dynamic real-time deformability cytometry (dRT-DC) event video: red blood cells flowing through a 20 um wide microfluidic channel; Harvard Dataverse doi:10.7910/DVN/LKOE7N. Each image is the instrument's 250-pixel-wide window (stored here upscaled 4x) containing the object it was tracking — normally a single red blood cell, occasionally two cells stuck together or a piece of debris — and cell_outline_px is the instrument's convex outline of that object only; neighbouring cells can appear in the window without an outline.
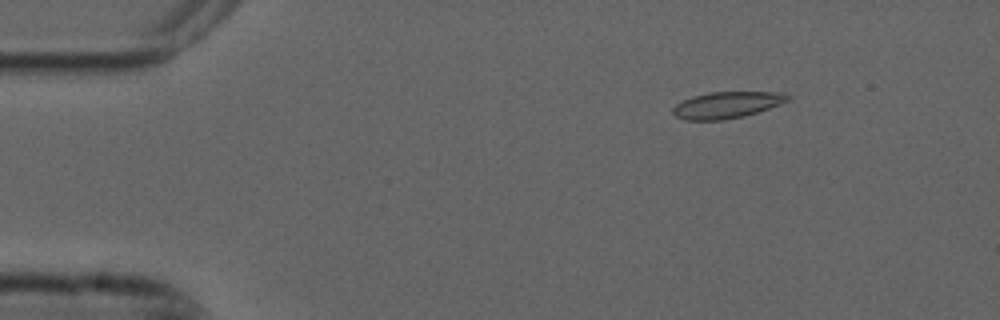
{"species": "common noctule bat (a hibernating species)", "species_latin": "Nyctalus noctula", "temperature_condition": "cold", "stored_images_in_passage": 5, "camera_frame_rate_fps": 3000, "um_per_image_px": 0.085, "animal": {"sex": "male", "forearm_length_mm": 52.5}, "frame": {"image": 1, "passage_image": 2, "time_ms": 0.333, "image_size_px": [1000, 320], "cell_outline_px": [[792, 100], [744, 116], [724, 120], [684, 120], [676, 116], [672, 112], [672, 108], [676, 104], [692, 96], [708, 92], [784, 92], [792, 96]], "centroid_in_image_um": [61.81, 8.91], "position_along_channel_um": 23.2, "area_um2": 17.86}}
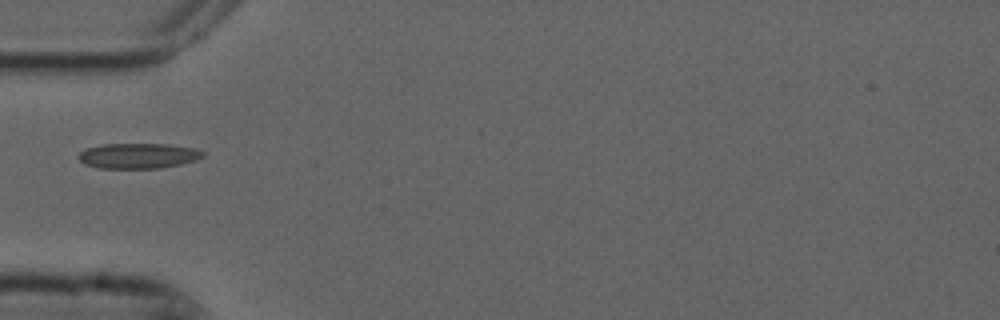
{"frame": {"image": 2, "passage_image": 5, "time_ms": 1.333, "image_size_px": [1000, 320], "cell_outline_px": [[204, 156], [196, 160], [180, 164], [160, 168], [96, 168], [84, 164], [76, 156], [84, 148], [104, 144], [168, 144], [196, 148], [204, 152]], "centroid_in_image_um": [11.72, 13.24], "position_along_channel_um": 73.3, "area_um2": 18.5}}